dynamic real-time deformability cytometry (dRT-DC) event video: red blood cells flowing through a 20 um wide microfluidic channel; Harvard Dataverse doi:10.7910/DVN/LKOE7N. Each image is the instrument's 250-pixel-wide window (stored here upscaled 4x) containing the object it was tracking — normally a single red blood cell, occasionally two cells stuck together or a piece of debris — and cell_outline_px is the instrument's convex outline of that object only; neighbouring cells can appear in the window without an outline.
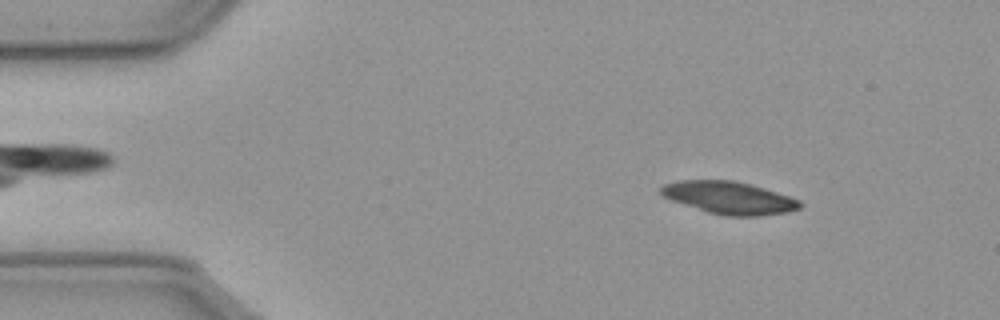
{"species": "common noctule bat (a hibernating species)", "species_latin": "Nyctalus noctula", "temperature_condition": "cold", "stored_images_in_passage": 57, "segment_of_instrument_passage": [1, 2], "camera_frame_rate_fps": 3000, "um_per_image_px": 0.085, "animal": {"sex": "male", "body_mass_g": 23.1, "forearm_length_mm": 52.7}, "frame": {"image": 1, "passage_image": 7, "time_ms": 2.0, "image_size_px": [1000, 320], "cell_outline_px": [[804, 204], [800, 208], [788, 212], [760, 216], [728, 216], [708, 212], [672, 200], [664, 196], [660, 192], [660, 188], [664, 184], [676, 180], [732, 180], [764, 188], [800, 200]], "centroid_in_image_um": [61.99, 16.81], "position_along_channel_um": 23.0, "area_um2": 26.13}}